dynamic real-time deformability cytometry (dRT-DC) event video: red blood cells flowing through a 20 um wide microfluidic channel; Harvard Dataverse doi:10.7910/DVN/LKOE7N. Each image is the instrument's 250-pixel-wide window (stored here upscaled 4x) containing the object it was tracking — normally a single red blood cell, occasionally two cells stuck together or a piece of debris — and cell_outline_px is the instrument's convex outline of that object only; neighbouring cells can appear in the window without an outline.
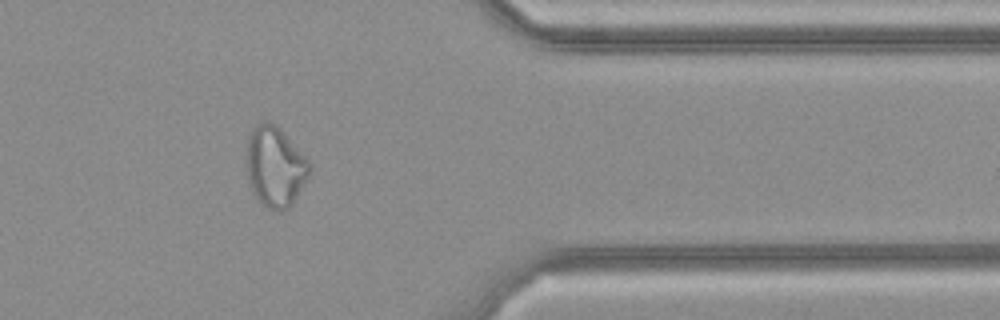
{"species": "common noctule bat (a hibernating species)", "species_latin": "Nyctalus noctula", "temperature_condition": "cold", "stored_images_in_passage": 30, "camera_frame_rate_fps": 3000, "um_per_image_px": 0.085, "animal": {"sex": "female", "body_mass_g": 21.9}, "frame": {"image": 1, "passage_image": 22, "time_ms": 7.0, "image_size_px": [1000, 320], "cell_outline_px": [[312, 168], [308, 176], [288, 208], [280, 212], [276, 212], [268, 208], [256, 200], [252, 192], [248, 180], [248, 140], [252, 128], [256, 124], [264, 120], [280, 128], [312, 164]], "centroid_in_image_um": [23.38, 14.18], "position_along_channel_um": 388.0, "area_um2": 29.19}}